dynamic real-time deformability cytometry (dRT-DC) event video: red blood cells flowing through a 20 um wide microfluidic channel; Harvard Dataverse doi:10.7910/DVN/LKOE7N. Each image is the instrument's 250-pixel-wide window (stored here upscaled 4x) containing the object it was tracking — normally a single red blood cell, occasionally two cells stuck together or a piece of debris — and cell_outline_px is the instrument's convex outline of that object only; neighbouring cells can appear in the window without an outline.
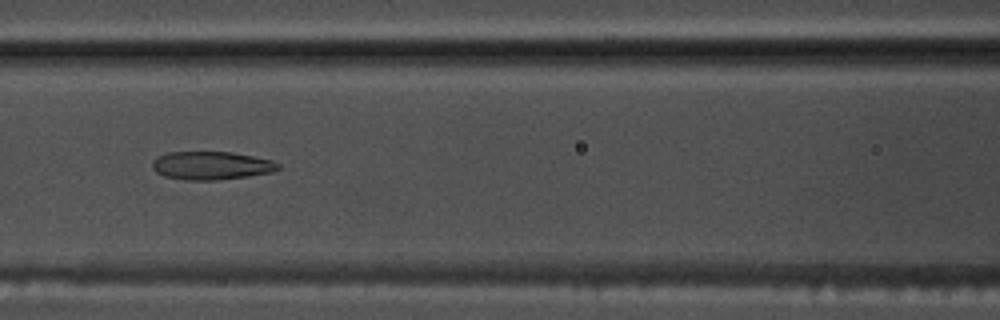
{"species": "common noctule bat (a hibernating species)", "species_latin": "Nyctalus noctula", "temperature_condition": "warm", "stored_images_in_passage": 52, "camera_frame_rate_fps": 3000, "um_per_image_px": 0.085, "animal": {"sex": "male", "body_mass_g": 17.5, "forearm_length_mm": 52.3}, "frame": {"image": 1, "passage_image": 22, "time_ms": 7.0, "image_size_px": [1000, 320], "cell_outline_px": [[280, 168], [272, 172], [248, 176], [216, 180], [188, 180], [164, 176], [156, 172], [152, 168], [152, 160], [156, 156], [168, 152], [232, 152], [272, 160], [280, 164]], "centroid_in_image_um": [17.94, 14.07], "position_along_channel_um": 148.7, "area_um2": 20.75}}
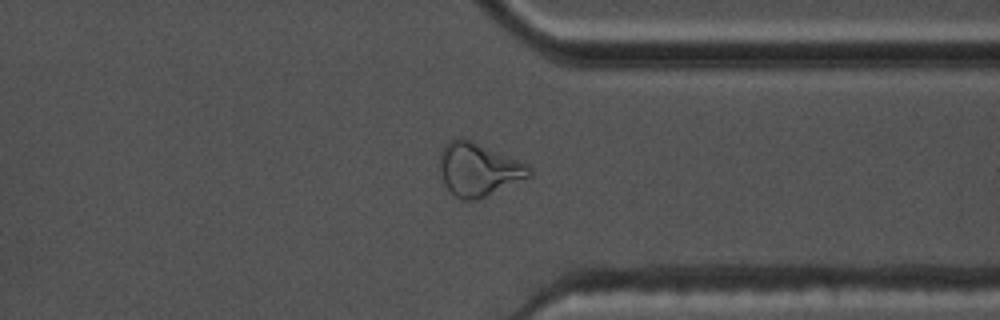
{"frame": {"image": 2, "passage_image": 40, "time_ms": 13.0, "image_size_px": [1000, 320], "cell_outline_px": [[532, 176], [480, 200], [460, 200], [444, 184], [440, 172], [440, 152], [444, 144], [448, 140], [456, 136], [464, 136], [528, 164], [532, 172]], "centroid_in_image_um": [40.67, 14.38], "position_along_channel_um": 370.7, "area_um2": 28.44}}
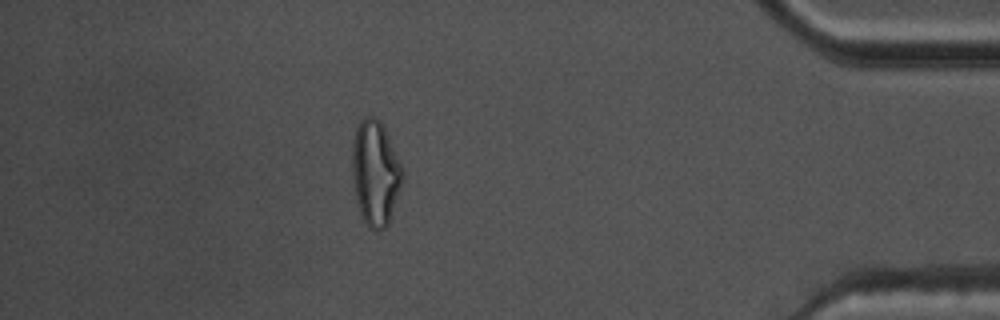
{"frame": {"image": 3, "passage_image": 46, "time_ms": 15.0, "image_size_px": [1000, 320], "cell_outline_px": [[404, 180], [388, 224], [384, 228], [368, 228], [360, 212], [356, 200], [352, 176], [352, 140], [356, 128], [360, 120], [364, 116], [376, 116], [380, 120], [384, 128], [404, 172]], "centroid_in_image_um": [31.89, 14.67], "position_along_channel_um": 403.3, "area_um2": 30.75}, "authors_computed_cell_mechanics": {"area_um2": 23.5535, "velocity_mm_per_s": 3.7344, "shape_relaxation_time_tau1_ms": null, "shape_relaxation_time_tau2_ms": 2.6272, "deformation_change_tau1": null, "deformation_change_tau2": 0.1147}}